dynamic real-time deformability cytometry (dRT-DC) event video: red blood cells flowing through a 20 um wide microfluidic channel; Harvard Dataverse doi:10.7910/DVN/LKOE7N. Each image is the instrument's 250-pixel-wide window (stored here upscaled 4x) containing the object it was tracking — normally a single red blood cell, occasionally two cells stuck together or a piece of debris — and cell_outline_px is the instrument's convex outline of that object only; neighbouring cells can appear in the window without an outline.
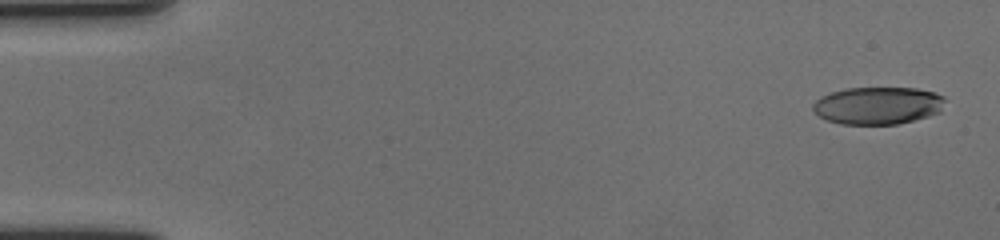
{"species": "human", "species_latin": "Homo sapiens", "temperature_condition": "cold", "stored_images_in_passage": 59, "camera_frame_rate_fps": 3000, "um_per_image_px": 0.085, "donor": {"sex": "female"}, "frame": {"image": 1, "passage_image": 3, "time_ms": 0.667, "image_size_px": [1000, 240], "cell_outline_px": [[944, 100], [940, 112], [928, 116], [896, 124], [840, 124], [828, 120], [820, 116], [812, 108], [812, 104], [820, 96], [832, 92], [848, 88], [916, 88], [932, 92], [944, 96]], "centroid_in_image_um": [74.6, 8.97], "position_along_channel_um": 10.4, "area_um2": 28.61}}
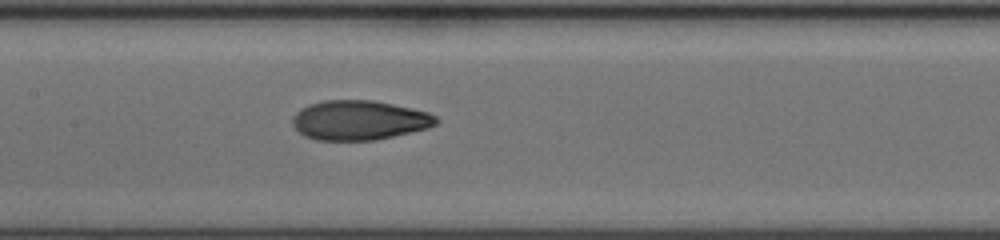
{"frame": {"image": 2, "passage_image": 30, "time_ms": 9.667, "image_size_px": [1000, 240], "cell_outline_px": [[440, 120], [436, 124], [428, 128], [376, 140], [316, 140], [304, 136], [292, 124], [292, 116], [300, 108], [308, 104], [324, 100], [372, 100], [412, 108], [428, 112], [436, 116]], "centroid_in_image_um": [30.52, 10.21], "position_along_channel_um": 176.9, "area_um2": 33.23}}
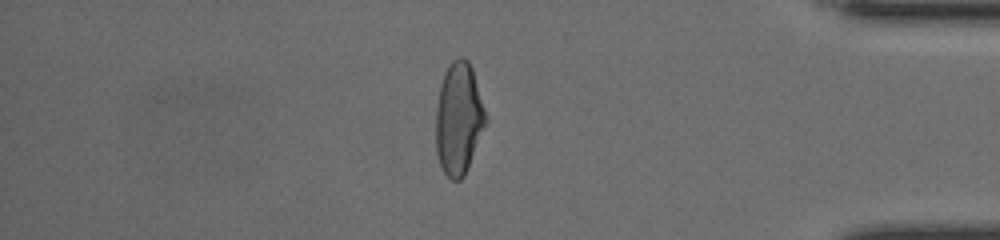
{"frame": {"image": 3, "passage_image": 51, "time_ms": 16.667, "image_size_px": [1000, 240], "cell_outline_px": [[488, 120], [468, 168], [464, 176], [460, 180], [452, 180], [444, 172], [440, 164], [436, 152], [436, 108], [440, 84], [444, 72], [452, 60], [460, 56], [464, 56], [468, 60], [472, 68]], "centroid_in_image_um": [38.99, 10.07], "position_along_channel_um": 396.2, "area_um2": 32.71}, "authors_computed_cell_mechanics": {"area_um2": 32.657, "velocity_mm_per_s": 3.583, "shape_relaxation_time_tau1_ms": 5.1286, "shape_relaxation_time_tau2_ms": 1.6327, "deformation_change_tau1": 0.2216, "deformation_change_tau2": 0.0684}}